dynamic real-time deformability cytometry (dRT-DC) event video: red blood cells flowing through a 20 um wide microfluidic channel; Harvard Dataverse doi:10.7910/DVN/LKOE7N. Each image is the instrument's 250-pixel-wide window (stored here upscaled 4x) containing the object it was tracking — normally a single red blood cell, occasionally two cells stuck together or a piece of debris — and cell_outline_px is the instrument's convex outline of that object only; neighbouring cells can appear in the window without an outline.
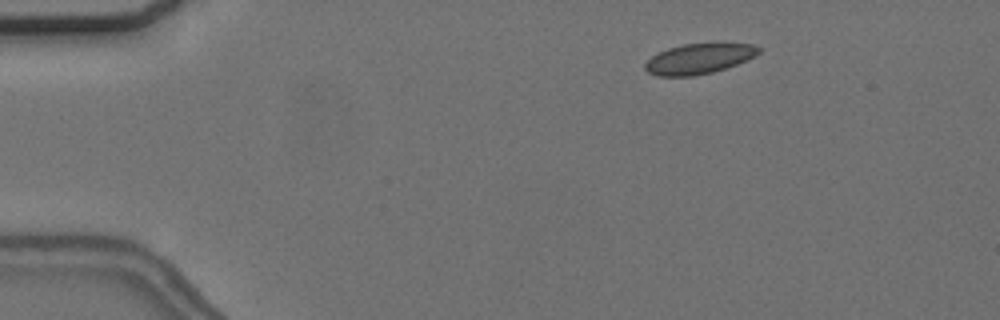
{"species": "common noctule bat (a hibernating species)", "species_latin": "Nyctalus noctula", "temperature_condition": "cold", "stored_images_in_passage": 54, "camera_frame_rate_fps": 3000, "um_per_image_px": 0.085, "animal": {"sex": "female", "body_mass_g": 24.6, "forearm_length_mm": 56.2}, "frame": {"image": 1, "passage_image": 7, "time_ms": 2.0, "image_size_px": [1000, 320], "cell_outline_px": [[760, 52], [756, 56], [748, 60], [712, 72], [692, 76], [660, 76], [648, 72], [644, 68], [644, 64], [652, 56], [668, 48], [684, 44], [752, 44], [760, 48]], "centroid_in_image_um": [59.4, 5.0], "position_along_channel_um": 25.6, "area_um2": 19.71}}
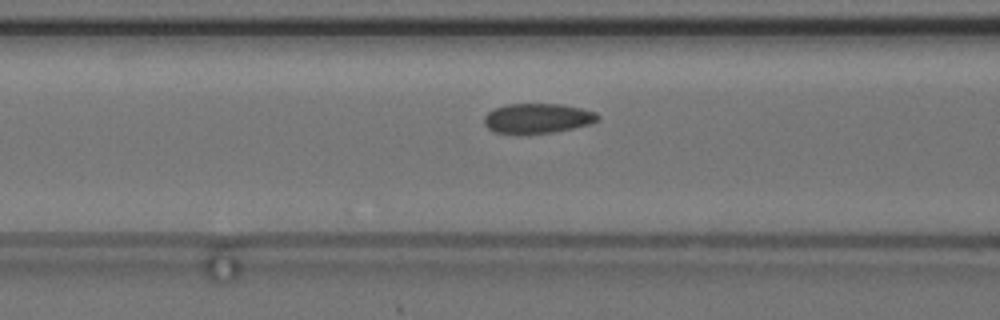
{"frame": {"image": 2, "passage_image": 21, "time_ms": 6.667, "image_size_px": [1000, 320], "cell_outline_px": [[600, 120], [588, 124], [572, 128], [552, 132], [520, 136], [496, 132], [488, 128], [484, 124], [484, 116], [492, 108], [508, 104], [560, 104], [580, 108], [596, 112], [600, 116]], "centroid_in_image_um": [45.64, 10.08], "position_along_channel_um": 121.0, "area_um2": 20.17}}
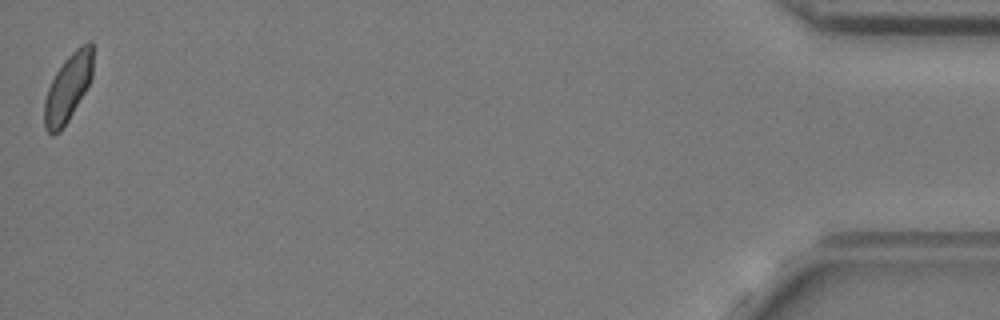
{"frame": {"image": 3, "passage_image": 54, "time_ms": 17.667, "image_size_px": [1000, 320], "cell_outline_px": [[92, 76], [84, 92], [68, 120], [60, 132], [52, 136], [44, 128], [44, 100], [48, 88], [56, 72], [64, 60], [80, 44], [88, 40], [92, 40]], "centroid_in_image_um": [5.76, 7.46], "position_along_channel_um": 429.4, "area_um2": 19.02}, "authors_computed_cell_mechanics": {"area_um2": 19.9988, "velocity_mm_per_s": 3.6636, "shape_relaxation_time_tau1_ms": 10.7171, "shape_relaxation_time_tau2_ms": 1.3976, "deformation_change_tau1": 0.1202, "deformation_change_tau2": 0.0442}}